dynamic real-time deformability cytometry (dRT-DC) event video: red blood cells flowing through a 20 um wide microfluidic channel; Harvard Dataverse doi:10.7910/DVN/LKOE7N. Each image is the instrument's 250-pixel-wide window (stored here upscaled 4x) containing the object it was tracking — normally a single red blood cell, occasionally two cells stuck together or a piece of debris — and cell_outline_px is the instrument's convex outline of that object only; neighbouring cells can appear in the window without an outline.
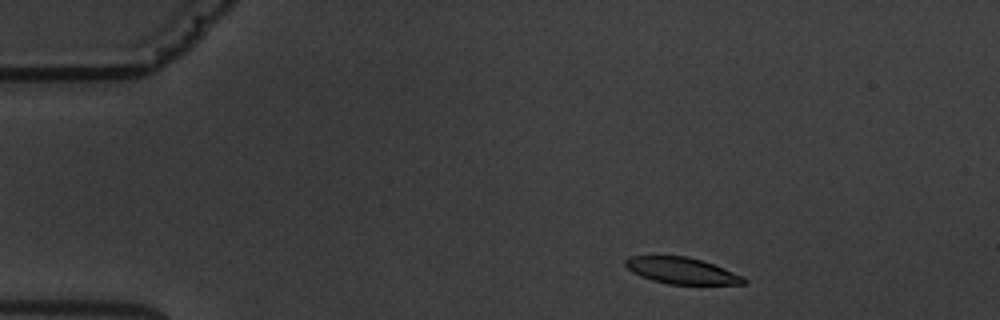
{"species": "common noctule bat (a hibernating species)", "species_latin": "Nyctalus noctula", "temperature_condition": "warm", "stored_images_in_passage": 3, "camera_frame_rate_fps": 3000, "um_per_image_px": 0.085, "animal": {"sex": "male", "body_mass_g": 19.5, "forearm_length_mm": 54.6}, "frame": {"image": 1, "passage_image": 1, "time_ms": 0.0, "image_size_px": [1000, 320], "cell_outline_px": [[748, 280], [744, 284], [668, 284], [652, 280], [640, 276], [632, 272], [624, 264], [624, 260], [628, 256], [688, 256], [724, 268], [744, 276]], "centroid_in_image_um": [57.93, 23.01], "position_along_channel_um": 27.1, "area_um2": 18.21}}